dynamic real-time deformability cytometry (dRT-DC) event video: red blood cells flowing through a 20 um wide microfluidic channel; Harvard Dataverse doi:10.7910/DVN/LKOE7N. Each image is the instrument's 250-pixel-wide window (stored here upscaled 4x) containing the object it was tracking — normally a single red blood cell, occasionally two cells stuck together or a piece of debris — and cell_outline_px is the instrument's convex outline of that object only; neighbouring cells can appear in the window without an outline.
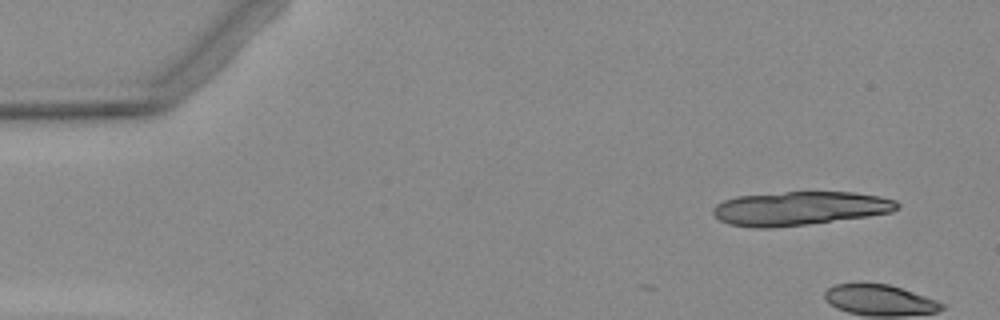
{"species": "Egyptian fruit bat (a non-hibernating species)", "species_latin": "Rousettus aegyptiacus", "temperature_condition": "warm", "stored_images_in_passage": 4, "camera_frame_rate_fps": 3000, "um_per_image_px": 0.085, "animal": {"sex": "female"}, "frame": {"image": 1, "passage_image": 1, "time_ms": 0.0, "image_size_px": [1000, 320], "cell_outline_px": [[900, 204], [892, 212], [868, 216], [808, 224], [772, 228], [752, 228], [728, 224], [720, 220], [712, 212], [712, 208], [716, 204], [724, 200], [736, 196], [784, 192], [852, 192], [880, 196], [896, 200]], "centroid_in_image_um": [67.95, 17.71], "position_along_channel_um": 17.0, "area_um2": 36.36}}